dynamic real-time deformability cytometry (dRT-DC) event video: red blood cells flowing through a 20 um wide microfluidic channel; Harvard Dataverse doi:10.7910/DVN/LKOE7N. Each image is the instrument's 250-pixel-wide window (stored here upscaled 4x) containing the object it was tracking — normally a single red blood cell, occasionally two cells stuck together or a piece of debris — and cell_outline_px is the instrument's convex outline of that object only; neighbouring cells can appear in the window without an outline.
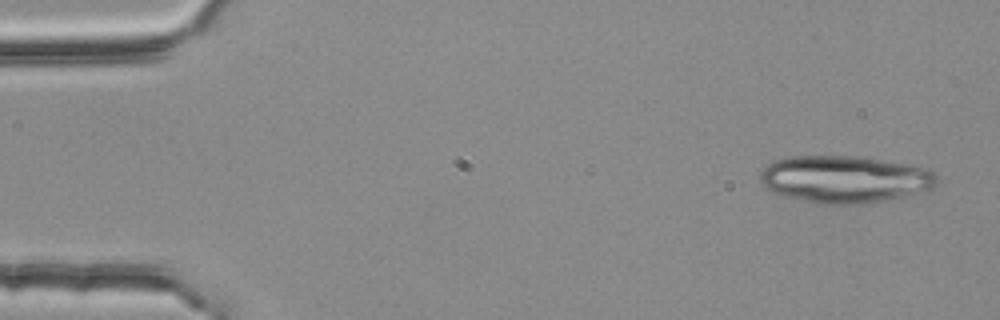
{"species": "common noctule bat (a hibernating species)", "species_latin": "Nyctalus noctula", "temperature_condition": "room temperature", "stored_images_in_passage": 5, "camera_frame_rate_fps": 3000, "um_per_image_px": 0.085, "animal": {"sex": "female", "body_mass_g": 25.1}, "frame": {"image": 1, "passage_image": 1, "time_ms": 0.0, "image_size_px": [1000, 320], "cell_outline_px": [[936, 184], [932, 188], [904, 196], [868, 204], [820, 204], [784, 196], [772, 192], [760, 180], [760, 172], [768, 164], [776, 160], [788, 156], [860, 156], [908, 164], [928, 168], [936, 176]], "centroid_in_image_um": [71.79, 15.23], "position_along_channel_um": 13.2, "area_um2": 48.61}}